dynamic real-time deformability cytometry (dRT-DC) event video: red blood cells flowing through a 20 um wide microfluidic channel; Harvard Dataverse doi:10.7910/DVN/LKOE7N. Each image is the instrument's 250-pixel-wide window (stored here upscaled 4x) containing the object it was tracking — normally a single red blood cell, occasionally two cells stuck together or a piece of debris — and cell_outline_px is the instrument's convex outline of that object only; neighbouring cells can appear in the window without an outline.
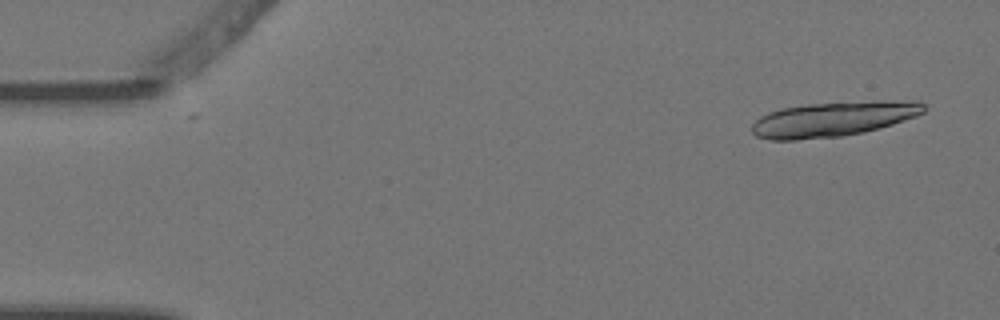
{"species": "Egyptian fruit bat (a non-hibernating species)", "species_latin": "Rousettus aegyptiacus", "temperature_condition": "warm", "stored_images_in_passage": 2, "camera_frame_rate_fps": 3000, "um_per_image_px": 0.085, "animal": {"sex": "female"}, "frame": {"image": 1, "passage_image": 2, "time_ms": 0.333, "image_size_px": [1000, 320], "cell_outline_px": [[924, 112], [916, 116], [880, 128], [864, 132], [840, 136], [796, 140], [768, 140], [756, 136], [752, 132], [752, 124], [760, 116], [768, 112], [784, 108], [808, 104], [876, 100], [920, 100], [924, 104]], "centroid_in_image_um": [70.85, 10.11], "position_along_channel_um": 14.2, "area_um2": 35.14}}